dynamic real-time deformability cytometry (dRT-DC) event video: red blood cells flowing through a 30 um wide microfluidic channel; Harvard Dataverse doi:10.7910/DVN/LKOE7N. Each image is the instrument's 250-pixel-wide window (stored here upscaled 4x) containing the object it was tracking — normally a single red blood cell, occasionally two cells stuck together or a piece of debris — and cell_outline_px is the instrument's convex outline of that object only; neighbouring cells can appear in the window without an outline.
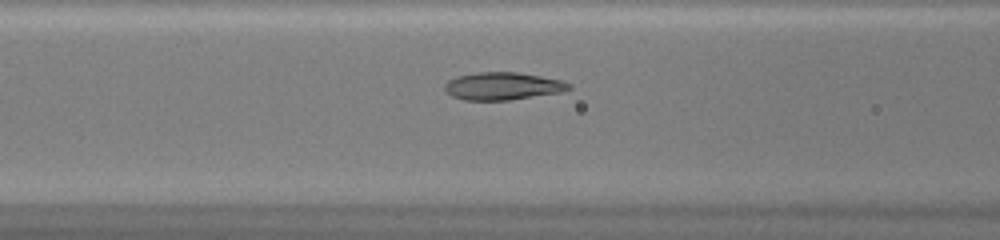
{"species": "common noctule bat (a hibernating species)", "species_latin": "Nyctalus noctula", "temperature_condition": "warm", "stored_images_in_passage": 43, "camera_frame_rate_fps": 3000, "um_per_image_px": 0.085, "animal": {"sex": "female", "body_mass_g": 20.0, "forearm_length_mm": 54.0}, "frame": {"image": 1, "passage_image": 15, "time_ms": 4.667, "image_size_px": [1000, 240], "cell_outline_px": [[572, 88], [560, 92], [508, 100], [464, 100], [452, 96], [444, 88], [444, 84], [448, 80], [456, 76], [476, 72], [516, 72], [564, 80], [572, 84]], "centroid_in_image_um": [42.73, 7.31], "position_along_channel_um": 123.9, "area_um2": 20.0}}
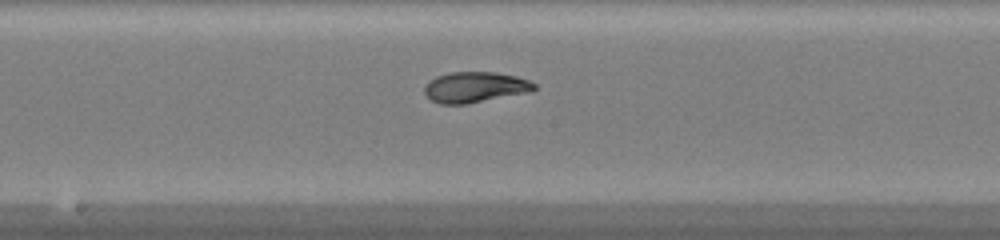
{"frame": {"image": 2, "passage_image": 21, "time_ms": 6.667, "image_size_px": [1000, 240], "cell_outline_px": [[536, 88], [532, 92], [464, 104], [440, 104], [432, 100], [424, 92], [424, 88], [436, 76], [448, 72], [496, 72], [516, 76], [528, 80], [536, 84]], "centroid_in_image_um": [40.42, 7.4], "position_along_channel_um": 207.8, "area_um2": 19.54}}
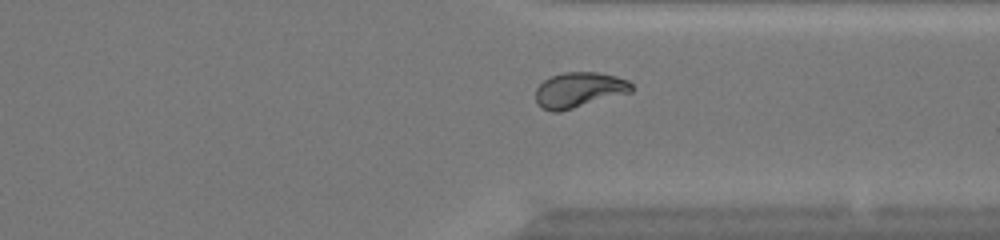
{"frame": {"image": 3, "passage_image": 32, "time_ms": 10.333, "image_size_px": [1000, 240], "cell_outline_px": [[632, 92], [560, 112], [552, 112], [540, 108], [536, 104], [536, 88], [544, 80], [552, 76], [564, 72], [596, 72], [616, 76], [628, 80], [632, 84]], "centroid_in_image_um": [49.2, 7.66], "position_along_channel_um": 362.2, "area_um2": 19.88}, "authors_computed_cell_mechanics": {"area_um2": 19.9988, "velocity_mm_per_s": 4.2108, "shape_relaxation_time_tau1_ms": 9.4579, "shape_relaxation_time_tau2_ms": 0.8351, "deformation_change_tau1": 0.2777, "deformation_change_tau2": 0.0223}}